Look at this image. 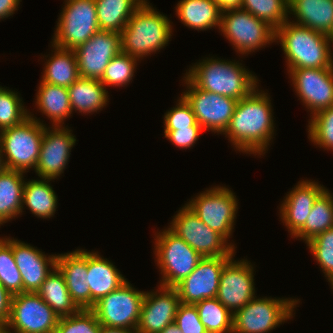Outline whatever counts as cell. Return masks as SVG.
Masks as SVG:
<instances>
[{"label": "cell", "mask_w": 333, "mask_h": 333, "mask_svg": "<svg viewBox=\"0 0 333 333\" xmlns=\"http://www.w3.org/2000/svg\"><path fill=\"white\" fill-rule=\"evenodd\" d=\"M271 104L268 93L260 91L258 87L237 101L230 123L223 133L237 151L255 156L268 151L275 132Z\"/></svg>", "instance_id": "obj_1"}, {"label": "cell", "mask_w": 333, "mask_h": 333, "mask_svg": "<svg viewBox=\"0 0 333 333\" xmlns=\"http://www.w3.org/2000/svg\"><path fill=\"white\" fill-rule=\"evenodd\" d=\"M193 64L185 76L199 89L236 100L250 95L259 87V79L239 61L205 57Z\"/></svg>", "instance_id": "obj_2"}, {"label": "cell", "mask_w": 333, "mask_h": 333, "mask_svg": "<svg viewBox=\"0 0 333 333\" xmlns=\"http://www.w3.org/2000/svg\"><path fill=\"white\" fill-rule=\"evenodd\" d=\"M275 42H280L288 71L333 68L332 45L327 35L287 20L275 30Z\"/></svg>", "instance_id": "obj_3"}, {"label": "cell", "mask_w": 333, "mask_h": 333, "mask_svg": "<svg viewBox=\"0 0 333 333\" xmlns=\"http://www.w3.org/2000/svg\"><path fill=\"white\" fill-rule=\"evenodd\" d=\"M147 1L133 13L120 33L121 52L138 60L167 46L173 34L170 19Z\"/></svg>", "instance_id": "obj_4"}, {"label": "cell", "mask_w": 333, "mask_h": 333, "mask_svg": "<svg viewBox=\"0 0 333 333\" xmlns=\"http://www.w3.org/2000/svg\"><path fill=\"white\" fill-rule=\"evenodd\" d=\"M46 124L31 112L21 124L0 131V144L5 169L23 173L35 170Z\"/></svg>", "instance_id": "obj_5"}, {"label": "cell", "mask_w": 333, "mask_h": 333, "mask_svg": "<svg viewBox=\"0 0 333 333\" xmlns=\"http://www.w3.org/2000/svg\"><path fill=\"white\" fill-rule=\"evenodd\" d=\"M156 233L153 252L162 275L159 284L174 288L193 272L203 257L169 228Z\"/></svg>", "instance_id": "obj_6"}, {"label": "cell", "mask_w": 333, "mask_h": 333, "mask_svg": "<svg viewBox=\"0 0 333 333\" xmlns=\"http://www.w3.org/2000/svg\"><path fill=\"white\" fill-rule=\"evenodd\" d=\"M299 299L255 297L233 314L232 333H269L293 318Z\"/></svg>", "instance_id": "obj_7"}, {"label": "cell", "mask_w": 333, "mask_h": 333, "mask_svg": "<svg viewBox=\"0 0 333 333\" xmlns=\"http://www.w3.org/2000/svg\"><path fill=\"white\" fill-rule=\"evenodd\" d=\"M219 30L235 51L242 55H248L275 42V29L242 9L223 11Z\"/></svg>", "instance_id": "obj_8"}, {"label": "cell", "mask_w": 333, "mask_h": 333, "mask_svg": "<svg viewBox=\"0 0 333 333\" xmlns=\"http://www.w3.org/2000/svg\"><path fill=\"white\" fill-rule=\"evenodd\" d=\"M52 39V45L74 50L89 40L97 31L95 0H65Z\"/></svg>", "instance_id": "obj_9"}, {"label": "cell", "mask_w": 333, "mask_h": 333, "mask_svg": "<svg viewBox=\"0 0 333 333\" xmlns=\"http://www.w3.org/2000/svg\"><path fill=\"white\" fill-rule=\"evenodd\" d=\"M202 257L235 256V244L202 222L185 204L168 226Z\"/></svg>", "instance_id": "obj_10"}, {"label": "cell", "mask_w": 333, "mask_h": 333, "mask_svg": "<svg viewBox=\"0 0 333 333\" xmlns=\"http://www.w3.org/2000/svg\"><path fill=\"white\" fill-rule=\"evenodd\" d=\"M186 205L227 241L232 236L238 211L235 193L225 186H214L191 199Z\"/></svg>", "instance_id": "obj_11"}, {"label": "cell", "mask_w": 333, "mask_h": 333, "mask_svg": "<svg viewBox=\"0 0 333 333\" xmlns=\"http://www.w3.org/2000/svg\"><path fill=\"white\" fill-rule=\"evenodd\" d=\"M145 296L128 280L117 290L100 298L91 310L102 326L136 330Z\"/></svg>", "instance_id": "obj_12"}, {"label": "cell", "mask_w": 333, "mask_h": 333, "mask_svg": "<svg viewBox=\"0 0 333 333\" xmlns=\"http://www.w3.org/2000/svg\"><path fill=\"white\" fill-rule=\"evenodd\" d=\"M59 319L37 293L24 292L12 297L5 327L15 333H55Z\"/></svg>", "instance_id": "obj_13"}, {"label": "cell", "mask_w": 333, "mask_h": 333, "mask_svg": "<svg viewBox=\"0 0 333 333\" xmlns=\"http://www.w3.org/2000/svg\"><path fill=\"white\" fill-rule=\"evenodd\" d=\"M182 79L187 87L182 96L191 105L197 122L204 131L223 134L230 123L238 100L201 90L186 76Z\"/></svg>", "instance_id": "obj_14"}, {"label": "cell", "mask_w": 333, "mask_h": 333, "mask_svg": "<svg viewBox=\"0 0 333 333\" xmlns=\"http://www.w3.org/2000/svg\"><path fill=\"white\" fill-rule=\"evenodd\" d=\"M254 285L251 262L232 257L222 269L216 298L234 314L256 297Z\"/></svg>", "instance_id": "obj_15"}, {"label": "cell", "mask_w": 333, "mask_h": 333, "mask_svg": "<svg viewBox=\"0 0 333 333\" xmlns=\"http://www.w3.org/2000/svg\"><path fill=\"white\" fill-rule=\"evenodd\" d=\"M287 72L295 93L311 116L333 106V68H302Z\"/></svg>", "instance_id": "obj_16"}, {"label": "cell", "mask_w": 333, "mask_h": 333, "mask_svg": "<svg viewBox=\"0 0 333 333\" xmlns=\"http://www.w3.org/2000/svg\"><path fill=\"white\" fill-rule=\"evenodd\" d=\"M232 257H203L193 272L174 287L181 303L194 305L216 298L222 269Z\"/></svg>", "instance_id": "obj_17"}, {"label": "cell", "mask_w": 333, "mask_h": 333, "mask_svg": "<svg viewBox=\"0 0 333 333\" xmlns=\"http://www.w3.org/2000/svg\"><path fill=\"white\" fill-rule=\"evenodd\" d=\"M74 52L79 76L100 80L111 59L121 52L120 33L99 30Z\"/></svg>", "instance_id": "obj_18"}, {"label": "cell", "mask_w": 333, "mask_h": 333, "mask_svg": "<svg viewBox=\"0 0 333 333\" xmlns=\"http://www.w3.org/2000/svg\"><path fill=\"white\" fill-rule=\"evenodd\" d=\"M71 131L68 126L44 125L39 159L34 170L38 177L55 180L64 173L71 148L76 143V137Z\"/></svg>", "instance_id": "obj_19"}, {"label": "cell", "mask_w": 333, "mask_h": 333, "mask_svg": "<svg viewBox=\"0 0 333 333\" xmlns=\"http://www.w3.org/2000/svg\"><path fill=\"white\" fill-rule=\"evenodd\" d=\"M156 291H145L137 333H160L174 323L179 305V295L175 288L159 285Z\"/></svg>", "instance_id": "obj_20"}, {"label": "cell", "mask_w": 333, "mask_h": 333, "mask_svg": "<svg viewBox=\"0 0 333 333\" xmlns=\"http://www.w3.org/2000/svg\"><path fill=\"white\" fill-rule=\"evenodd\" d=\"M13 257L23 281V293H36L56 267L57 254L44 252L23 241L11 238Z\"/></svg>", "instance_id": "obj_21"}, {"label": "cell", "mask_w": 333, "mask_h": 333, "mask_svg": "<svg viewBox=\"0 0 333 333\" xmlns=\"http://www.w3.org/2000/svg\"><path fill=\"white\" fill-rule=\"evenodd\" d=\"M326 188L312 180H301L290 192H287L279 208L283 225L291 238L305 225L313 204Z\"/></svg>", "instance_id": "obj_22"}, {"label": "cell", "mask_w": 333, "mask_h": 333, "mask_svg": "<svg viewBox=\"0 0 333 333\" xmlns=\"http://www.w3.org/2000/svg\"><path fill=\"white\" fill-rule=\"evenodd\" d=\"M56 267L63 274L72 300L80 309H91V294L88 286L87 251H75L57 255Z\"/></svg>", "instance_id": "obj_23"}, {"label": "cell", "mask_w": 333, "mask_h": 333, "mask_svg": "<svg viewBox=\"0 0 333 333\" xmlns=\"http://www.w3.org/2000/svg\"><path fill=\"white\" fill-rule=\"evenodd\" d=\"M87 275L91 308L100 298L117 290L127 281L112 261L101 257L98 251H87Z\"/></svg>", "instance_id": "obj_24"}, {"label": "cell", "mask_w": 333, "mask_h": 333, "mask_svg": "<svg viewBox=\"0 0 333 333\" xmlns=\"http://www.w3.org/2000/svg\"><path fill=\"white\" fill-rule=\"evenodd\" d=\"M288 14L293 23L327 36L333 34V0H289Z\"/></svg>", "instance_id": "obj_25"}, {"label": "cell", "mask_w": 333, "mask_h": 333, "mask_svg": "<svg viewBox=\"0 0 333 333\" xmlns=\"http://www.w3.org/2000/svg\"><path fill=\"white\" fill-rule=\"evenodd\" d=\"M174 8L182 24L191 29H220L222 11L213 0H180Z\"/></svg>", "instance_id": "obj_26"}, {"label": "cell", "mask_w": 333, "mask_h": 333, "mask_svg": "<svg viewBox=\"0 0 333 333\" xmlns=\"http://www.w3.org/2000/svg\"><path fill=\"white\" fill-rule=\"evenodd\" d=\"M72 112L91 114L101 111L109 102L106 87L98 79L79 77L68 87Z\"/></svg>", "instance_id": "obj_27"}, {"label": "cell", "mask_w": 333, "mask_h": 333, "mask_svg": "<svg viewBox=\"0 0 333 333\" xmlns=\"http://www.w3.org/2000/svg\"><path fill=\"white\" fill-rule=\"evenodd\" d=\"M36 97V106L52 126H64V120L72 114L68 88L49 84L40 80Z\"/></svg>", "instance_id": "obj_28"}, {"label": "cell", "mask_w": 333, "mask_h": 333, "mask_svg": "<svg viewBox=\"0 0 333 333\" xmlns=\"http://www.w3.org/2000/svg\"><path fill=\"white\" fill-rule=\"evenodd\" d=\"M51 47L54 53L44 63L41 81L68 88L80 77L75 52L55 45Z\"/></svg>", "instance_id": "obj_29"}, {"label": "cell", "mask_w": 333, "mask_h": 333, "mask_svg": "<svg viewBox=\"0 0 333 333\" xmlns=\"http://www.w3.org/2000/svg\"><path fill=\"white\" fill-rule=\"evenodd\" d=\"M24 173L4 169L0 173V225L22 215Z\"/></svg>", "instance_id": "obj_30"}, {"label": "cell", "mask_w": 333, "mask_h": 333, "mask_svg": "<svg viewBox=\"0 0 333 333\" xmlns=\"http://www.w3.org/2000/svg\"><path fill=\"white\" fill-rule=\"evenodd\" d=\"M52 179L26 180L23 188V208L26 207L33 215L47 219L54 216L57 208V195L51 186Z\"/></svg>", "instance_id": "obj_31"}, {"label": "cell", "mask_w": 333, "mask_h": 333, "mask_svg": "<svg viewBox=\"0 0 333 333\" xmlns=\"http://www.w3.org/2000/svg\"><path fill=\"white\" fill-rule=\"evenodd\" d=\"M36 293L59 317L70 316L80 310L72 300L64 276L57 267L46 277Z\"/></svg>", "instance_id": "obj_32"}, {"label": "cell", "mask_w": 333, "mask_h": 333, "mask_svg": "<svg viewBox=\"0 0 333 333\" xmlns=\"http://www.w3.org/2000/svg\"><path fill=\"white\" fill-rule=\"evenodd\" d=\"M145 0H95L99 30L121 33Z\"/></svg>", "instance_id": "obj_33"}, {"label": "cell", "mask_w": 333, "mask_h": 333, "mask_svg": "<svg viewBox=\"0 0 333 333\" xmlns=\"http://www.w3.org/2000/svg\"><path fill=\"white\" fill-rule=\"evenodd\" d=\"M333 227V195L325 189L315 200L305 225L292 237L305 241Z\"/></svg>", "instance_id": "obj_34"}, {"label": "cell", "mask_w": 333, "mask_h": 333, "mask_svg": "<svg viewBox=\"0 0 333 333\" xmlns=\"http://www.w3.org/2000/svg\"><path fill=\"white\" fill-rule=\"evenodd\" d=\"M194 305L208 333H232L233 314L217 298Z\"/></svg>", "instance_id": "obj_35"}, {"label": "cell", "mask_w": 333, "mask_h": 333, "mask_svg": "<svg viewBox=\"0 0 333 333\" xmlns=\"http://www.w3.org/2000/svg\"><path fill=\"white\" fill-rule=\"evenodd\" d=\"M289 0H242L241 9L265 21L275 30L289 20Z\"/></svg>", "instance_id": "obj_36"}, {"label": "cell", "mask_w": 333, "mask_h": 333, "mask_svg": "<svg viewBox=\"0 0 333 333\" xmlns=\"http://www.w3.org/2000/svg\"><path fill=\"white\" fill-rule=\"evenodd\" d=\"M0 283L12 295L23 293V281L13 257L11 237L0 238Z\"/></svg>", "instance_id": "obj_37"}, {"label": "cell", "mask_w": 333, "mask_h": 333, "mask_svg": "<svg viewBox=\"0 0 333 333\" xmlns=\"http://www.w3.org/2000/svg\"><path fill=\"white\" fill-rule=\"evenodd\" d=\"M137 58L120 52L113 57L107 65L105 72L100 79L105 87H125L133 79L136 70ZM124 85V86H123Z\"/></svg>", "instance_id": "obj_38"}, {"label": "cell", "mask_w": 333, "mask_h": 333, "mask_svg": "<svg viewBox=\"0 0 333 333\" xmlns=\"http://www.w3.org/2000/svg\"><path fill=\"white\" fill-rule=\"evenodd\" d=\"M29 117L18 92L3 87L0 90V131L17 126Z\"/></svg>", "instance_id": "obj_39"}, {"label": "cell", "mask_w": 333, "mask_h": 333, "mask_svg": "<svg viewBox=\"0 0 333 333\" xmlns=\"http://www.w3.org/2000/svg\"><path fill=\"white\" fill-rule=\"evenodd\" d=\"M308 121V138L313 144L333 151V106L323 109Z\"/></svg>", "instance_id": "obj_40"}, {"label": "cell", "mask_w": 333, "mask_h": 333, "mask_svg": "<svg viewBox=\"0 0 333 333\" xmlns=\"http://www.w3.org/2000/svg\"><path fill=\"white\" fill-rule=\"evenodd\" d=\"M101 324L91 309H80L70 316L60 317L55 333H99Z\"/></svg>", "instance_id": "obj_41"}, {"label": "cell", "mask_w": 333, "mask_h": 333, "mask_svg": "<svg viewBox=\"0 0 333 333\" xmlns=\"http://www.w3.org/2000/svg\"><path fill=\"white\" fill-rule=\"evenodd\" d=\"M306 244L324 276L329 279L333 275V227L315 236Z\"/></svg>", "instance_id": "obj_42"}, {"label": "cell", "mask_w": 333, "mask_h": 333, "mask_svg": "<svg viewBox=\"0 0 333 333\" xmlns=\"http://www.w3.org/2000/svg\"><path fill=\"white\" fill-rule=\"evenodd\" d=\"M175 107L164 115V130H178V128L200 126L193 113L191 105L181 95Z\"/></svg>", "instance_id": "obj_43"}, {"label": "cell", "mask_w": 333, "mask_h": 333, "mask_svg": "<svg viewBox=\"0 0 333 333\" xmlns=\"http://www.w3.org/2000/svg\"><path fill=\"white\" fill-rule=\"evenodd\" d=\"M174 323L182 333H208L199 318L197 308L192 304L179 305Z\"/></svg>", "instance_id": "obj_44"}, {"label": "cell", "mask_w": 333, "mask_h": 333, "mask_svg": "<svg viewBox=\"0 0 333 333\" xmlns=\"http://www.w3.org/2000/svg\"><path fill=\"white\" fill-rule=\"evenodd\" d=\"M202 131L204 129L201 126H190L178 130H164V136L176 147L187 149L196 144Z\"/></svg>", "instance_id": "obj_45"}, {"label": "cell", "mask_w": 333, "mask_h": 333, "mask_svg": "<svg viewBox=\"0 0 333 333\" xmlns=\"http://www.w3.org/2000/svg\"><path fill=\"white\" fill-rule=\"evenodd\" d=\"M12 295L0 283V325L5 326L11 312Z\"/></svg>", "instance_id": "obj_46"}, {"label": "cell", "mask_w": 333, "mask_h": 333, "mask_svg": "<svg viewBox=\"0 0 333 333\" xmlns=\"http://www.w3.org/2000/svg\"><path fill=\"white\" fill-rule=\"evenodd\" d=\"M21 0H0V19L8 18L12 16L16 10Z\"/></svg>", "instance_id": "obj_47"}, {"label": "cell", "mask_w": 333, "mask_h": 333, "mask_svg": "<svg viewBox=\"0 0 333 333\" xmlns=\"http://www.w3.org/2000/svg\"><path fill=\"white\" fill-rule=\"evenodd\" d=\"M223 12L230 9H241L242 0H213Z\"/></svg>", "instance_id": "obj_48"}, {"label": "cell", "mask_w": 333, "mask_h": 333, "mask_svg": "<svg viewBox=\"0 0 333 333\" xmlns=\"http://www.w3.org/2000/svg\"><path fill=\"white\" fill-rule=\"evenodd\" d=\"M99 333H137L136 330L102 326Z\"/></svg>", "instance_id": "obj_49"}, {"label": "cell", "mask_w": 333, "mask_h": 333, "mask_svg": "<svg viewBox=\"0 0 333 333\" xmlns=\"http://www.w3.org/2000/svg\"><path fill=\"white\" fill-rule=\"evenodd\" d=\"M160 333H182L179 327L175 324H169L165 329H163Z\"/></svg>", "instance_id": "obj_50"}, {"label": "cell", "mask_w": 333, "mask_h": 333, "mask_svg": "<svg viewBox=\"0 0 333 333\" xmlns=\"http://www.w3.org/2000/svg\"><path fill=\"white\" fill-rule=\"evenodd\" d=\"M5 169L3 158H2V149L0 144V173Z\"/></svg>", "instance_id": "obj_51"}, {"label": "cell", "mask_w": 333, "mask_h": 333, "mask_svg": "<svg viewBox=\"0 0 333 333\" xmlns=\"http://www.w3.org/2000/svg\"><path fill=\"white\" fill-rule=\"evenodd\" d=\"M1 333H15V332H11L5 326H1Z\"/></svg>", "instance_id": "obj_52"}, {"label": "cell", "mask_w": 333, "mask_h": 333, "mask_svg": "<svg viewBox=\"0 0 333 333\" xmlns=\"http://www.w3.org/2000/svg\"><path fill=\"white\" fill-rule=\"evenodd\" d=\"M327 280H328V282H330L331 289H333V275Z\"/></svg>", "instance_id": "obj_53"}, {"label": "cell", "mask_w": 333, "mask_h": 333, "mask_svg": "<svg viewBox=\"0 0 333 333\" xmlns=\"http://www.w3.org/2000/svg\"><path fill=\"white\" fill-rule=\"evenodd\" d=\"M329 38H330V43H332L333 45V34Z\"/></svg>", "instance_id": "obj_54"}]
</instances>
